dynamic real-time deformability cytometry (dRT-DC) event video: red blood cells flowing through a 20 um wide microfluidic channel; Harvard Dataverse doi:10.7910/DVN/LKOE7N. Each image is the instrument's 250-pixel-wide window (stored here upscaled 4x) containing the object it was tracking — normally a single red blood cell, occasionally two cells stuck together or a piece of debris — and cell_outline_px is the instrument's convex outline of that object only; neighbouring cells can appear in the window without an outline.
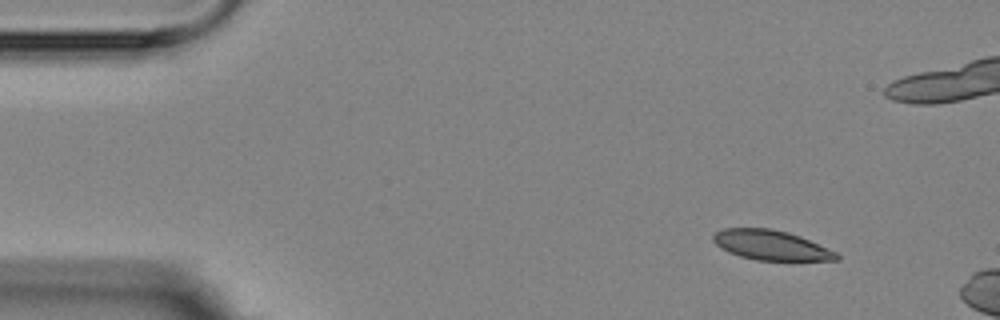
{"species": "Egyptian fruit bat (a non-hibernating species)", "species_latin": "Rousettus aegyptiacus", "temperature_condition": "room temperature", "stored_images_in_passage": 3, "camera_frame_rate_fps": 3000, "um_per_image_px": 0.085, "animal": {"sex": "female"}, "frame": {"image": 1, "passage_image": 1, "time_ms": 0.0, "image_size_px": [1000, 320], "cell_outline_px": [[840, 260], [756, 260], [740, 256], [728, 252], [720, 248], [712, 240], [712, 236], [716, 232], [724, 228], [772, 228], [788, 232], [800, 236], [836, 252], [840, 256]], "centroid_in_image_um": [65.51, 20.83], "position_along_channel_um": 19.5, "area_um2": 21.39}}